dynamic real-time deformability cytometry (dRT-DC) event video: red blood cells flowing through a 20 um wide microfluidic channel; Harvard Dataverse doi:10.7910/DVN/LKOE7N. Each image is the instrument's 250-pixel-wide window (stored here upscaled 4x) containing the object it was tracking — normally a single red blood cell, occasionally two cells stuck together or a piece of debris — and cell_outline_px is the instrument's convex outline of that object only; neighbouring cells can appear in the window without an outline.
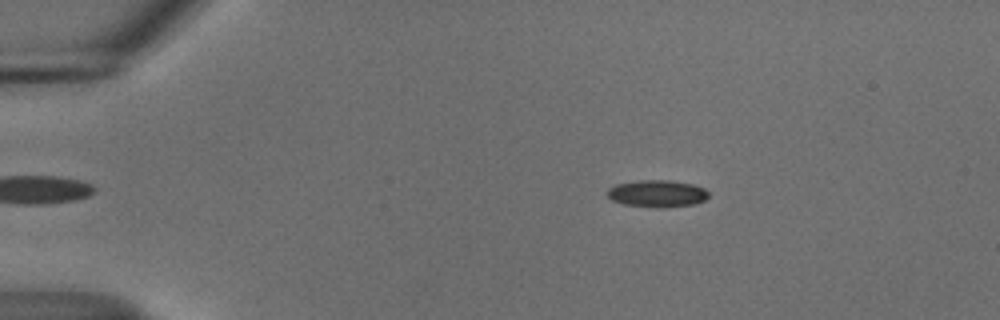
{"species": "common noctule bat (a hibernating species)", "species_latin": "Nyctalus noctula", "temperature_condition": "cold", "stored_images_in_passage": 47, "camera_frame_rate_fps": 3000, "um_per_image_px": 0.085, "animal": {"sex": "male", "body_mass_g": 18.8}, "frame": {"image": 1, "passage_image": 2, "time_ms": 0.333, "image_size_px": [1000, 320], "cell_outline_px": [[708, 196], [704, 200], [696, 204], [656, 208], [624, 204], [612, 200], [608, 196], [608, 188], [616, 184], [640, 180], [668, 180], [692, 184], [704, 188], [708, 192]], "centroid_in_image_um": [55.86, 16.45], "position_along_channel_um": 29.1, "area_um2": 15.9}}
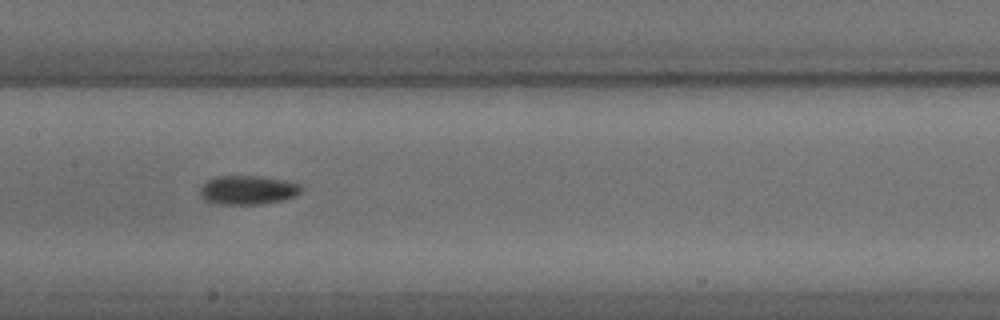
{"frame": {"image": 2, "passage_image": 20, "time_ms": 6.333, "image_size_px": [1000, 320], "cell_outline_px": [[300, 192], [296, 196], [284, 200], [260, 204], [220, 204], [204, 200], [200, 196], [200, 188], [208, 180], [216, 176], [256, 176], [284, 180], [300, 184]], "centroid_in_image_um": [21.05, 16.16], "position_along_channel_um": 186.3, "area_um2": 16.99}}
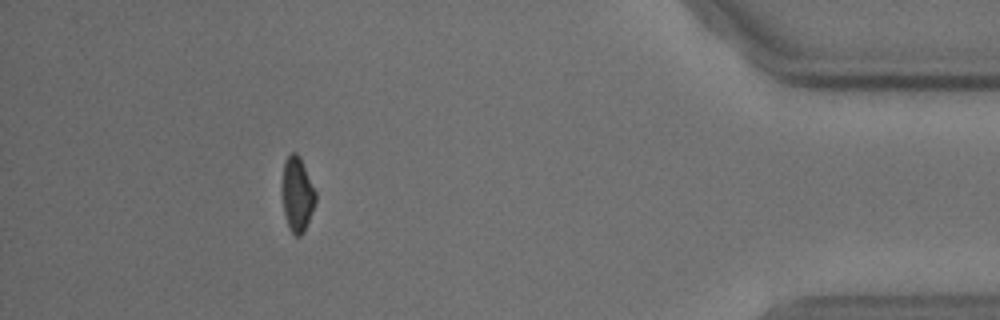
{"frame": {"image": 3, "passage_image": 42, "time_ms": 13.667, "image_size_px": [1000, 320], "cell_outline_px": [[316, 200], [304, 232], [300, 236], [296, 236], [292, 232], [288, 224], [284, 212], [280, 188], [284, 160], [292, 152], [296, 152], [300, 156], [316, 192]], "centroid_in_image_um": [25.24, 16.47], "position_along_channel_um": 410.0, "area_um2": 14.74}, "authors_computed_cell_mechanics": {"area_um2": 15.895, "velocity_mm_per_s": 3.6992, "shape_relaxation_time_tau1_ms": 4.5943, "shape_relaxation_time_tau2_ms": 7.1718, "deformation_change_tau1": 0.1052, "deformation_change_tau2": 0.1184}}